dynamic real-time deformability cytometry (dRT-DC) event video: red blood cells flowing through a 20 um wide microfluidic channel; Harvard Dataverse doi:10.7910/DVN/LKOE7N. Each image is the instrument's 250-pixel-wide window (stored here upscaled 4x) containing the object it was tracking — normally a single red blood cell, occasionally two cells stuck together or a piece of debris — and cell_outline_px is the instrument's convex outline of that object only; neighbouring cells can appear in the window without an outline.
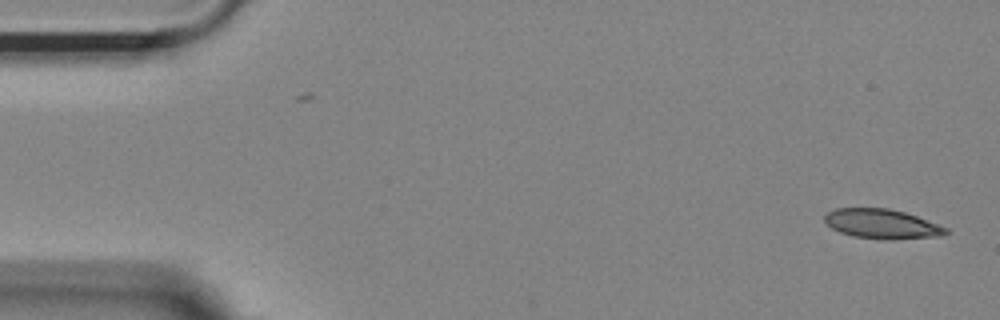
{"species": "Egyptian fruit bat (a non-hibernating species)", "species_latin": "Rousettus aegyptiacus", "temperature_condition": "room temperature", "stored_images_in_passage": 54, "camera_frame_rate_fps": 3000, "um_per_image_px": 0.085, "animal": {"sex": "female"}, "frame": {"image": 1, "passage_image": 1, "time_ms": 0.0, "image_size_px": [1000, 320], "cell_outline_px": [[952, 232], [936, 236], [852, 236], [840, 232], [832, 228], [824, 220], [824, 216], [828, 212], [836, 208], [888, 208], [904, 212], [916, 216], [948, 228]], "centroid_in_image_um": [74.91, 18.96], "position_along_channel_um": 10.1, "area_um2": 19.54}}
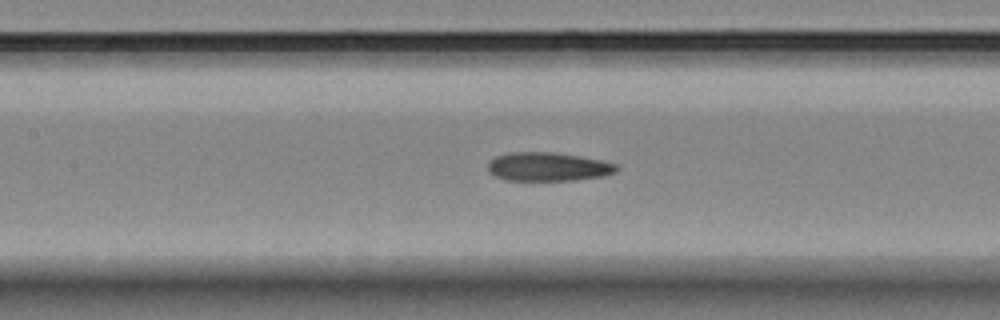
{"frame": {"image": 2, "passage_image": 23, "time_ms": 7.333, "image_size_px": [1000, 320], "cell_outline_px": [[620, 168], [616, 172], [604, 176], [576, 180], [508, 180], [496, 176], [488, 168], [488, 164], [496, 156], [512, 152], [552, 152], [580, 156], [600, 160], [616, 164]], "centroid_in_image_um": [46.64, 14.17], "position_along_channel_um": 160.8, "area_um2": 21.33}}
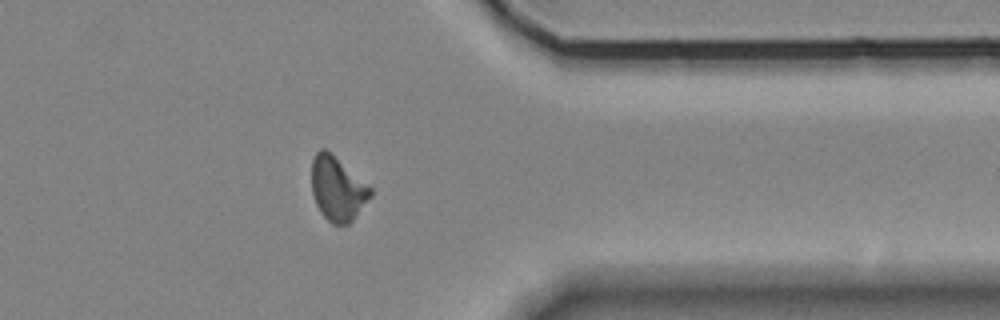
{"frame": {"image": 3, "passage_image": 42, "time_ms": 13.667, "image_size_px": [1000, 320], "cell_outline_px": [[372, 196], [352, 220], [348, 224], [332, 224], [320, 212], [316, 204], [312, 192], [312, 156], [320, 148], [324, 148], [372, 188]], "centroid_in_image_um": [28.67, 16.05], "position_along_channel_um": 382.7, "area_um2": 21.68}, "authors_computed_cell_mechanics": {"area_um2": 21.7039, "velocity_mm_per_s": 3.6845, "shape_relaxation_time_tau1_ms": 9.1593, "shape_relaxation_time_tau2_ms": 2.5838, "deformation_change_tau1": 0.2085, "deformation_change_tau2": 0.0965}}